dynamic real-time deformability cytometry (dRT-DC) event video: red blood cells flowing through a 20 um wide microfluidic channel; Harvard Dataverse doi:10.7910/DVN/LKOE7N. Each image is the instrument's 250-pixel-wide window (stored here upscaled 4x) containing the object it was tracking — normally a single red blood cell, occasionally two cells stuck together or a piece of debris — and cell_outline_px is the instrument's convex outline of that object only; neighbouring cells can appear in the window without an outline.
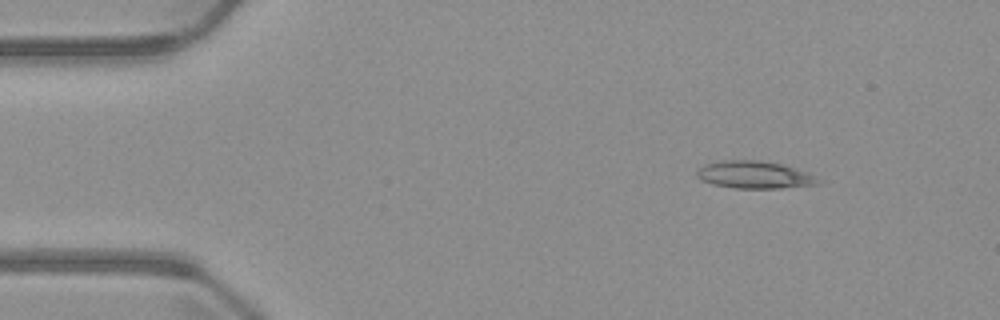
{"species": "common noctule bat (a hibernating species)", "species_latin": "Nyctalus noctula", "temperature_condition": "warm", "stored_images_in_passage": 4, "camera_frame_rate_fps": 3000, "um_per_image_px": 0.085, "animal": {"sex": "male", "body_mass_g": 23.1, "forearm_length_mm": 52.7}, "frame": {"image": 1, "passage_image": 2, "time_ms": 1.333, "image_size_px": [1000, 320], "cell_outline_px": [[824, 180], [820, 184], [780, 188], [736, 188], [712, 184], [700, 180], [696, 176], [696, 172], [700, 168], [708, 164], [724, 160], [756, 160], [780, 164], [808, 172]], "centroid_in_image_um": [64.17, 14.87], "position_along_channel_um": 20.8, "area_um2": 19.31}}
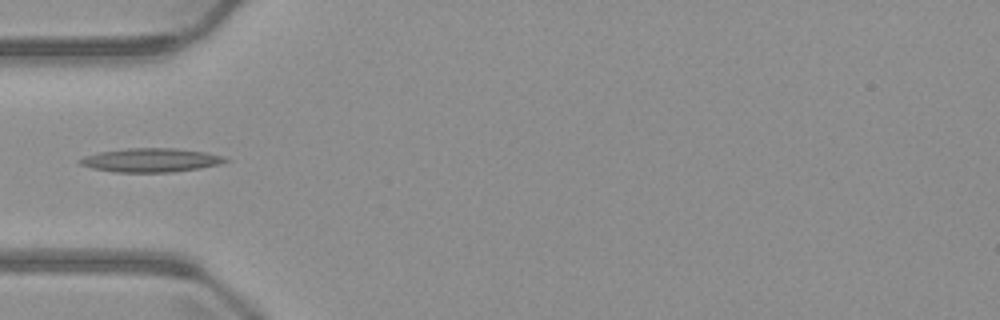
{"frame": {"image": 2, "passage_image": 4, "time_ms": 4.667, "image_size_px": [1000, 320], "cell_outline_px": [[232, 160], [220, 164], [200, 168], [172, 172], [116, 172], [92, 168], [80, 164], [76, 160], [84, 156], [100, 152], [128, 148], [176, 148], [204, 152], [224, 156]], "centroid_in_image_um": [12.84, 13.61], "position_along_channel_um": 72.2, "area_um2": 20.23}}